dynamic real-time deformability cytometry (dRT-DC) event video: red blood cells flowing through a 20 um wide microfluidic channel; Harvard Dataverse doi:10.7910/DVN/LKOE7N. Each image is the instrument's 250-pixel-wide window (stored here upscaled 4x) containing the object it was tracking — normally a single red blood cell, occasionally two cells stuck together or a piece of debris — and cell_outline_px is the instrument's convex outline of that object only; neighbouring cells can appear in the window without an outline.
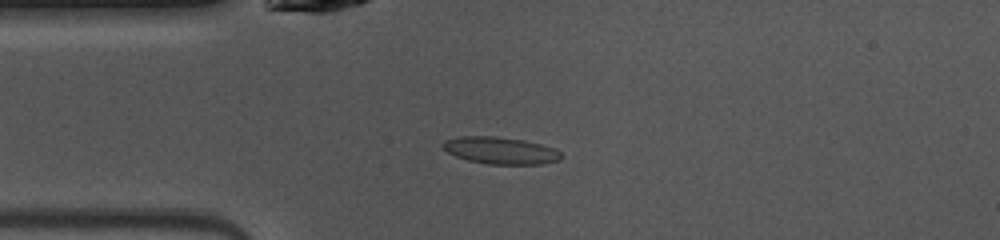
{"species": "common noctule bat (a hibernating species)", "species_latin": "Nyctalus noctula", "temperature_condition": "warm", "stored_images_in_passage": 47, "camera_frame_rate_fps": 3000, "um_per_image_px": 0.085, "animal": {"sex": "female", "body_mass_g": 10.0, "forearm_length_mm": 53.1}, "frame": {"image": 1, "passage_image": 10, "time_ms": 3.0, "image_size_px": [1000, 240], "cell_outline_px": [[564, 156], [560, 160], [540, 164], [488, 164], [468, 160], [456, 156], [448, 152], [440, 144], [444, 140], [460, 136], [496, 136], [524, 140], [556, 148]], "centroid_in_image_um": [42.56, 12.79], "position_along_channel_um": 42.4, "area_um2": 18.73}}
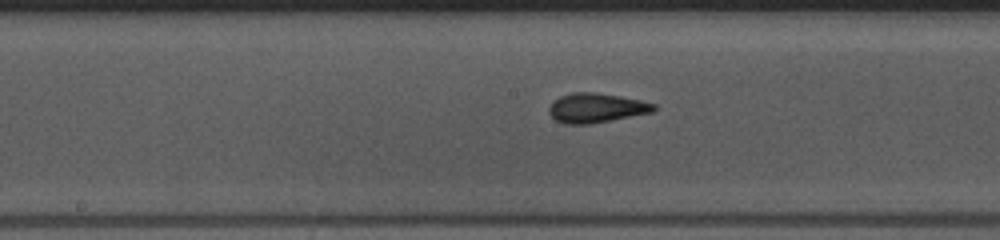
{"frame": {"image": 2, "passage_image": 22, "time_ms": 7.0, "image_size_px": [1000, 240], "cell_outline_px": [[656, 108], [652, 112], [592, 124], [564, 124], [556, 120], [548, 112], [548, 108], [552, 100], [560, 96], [572, 92], [596, 92], [620, 96], [640, 100], [656, 104]], "centroid_in_image_um": [50.64, 9.17], "position_along_channel_um": 197.6, "area_um2": 18.15}}
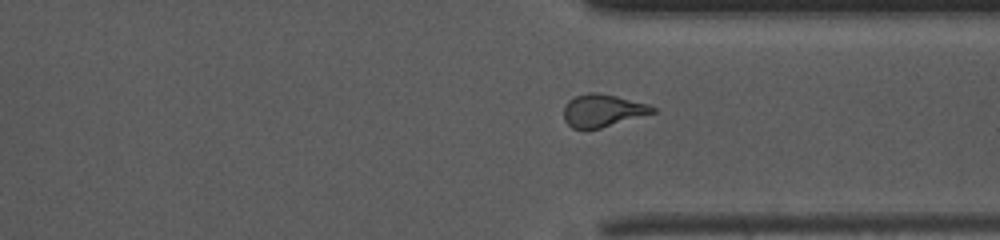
{"frame": {"image": 3, "passage_image": 34, "time_ms": 11.0, "image_size_px": [1000, 240], "cell_outline_px": [[656, 112], [600, 128], [572, 128], [564, 120], [564, 108], [568, 100], [576, 96], [588, 92], [596, 92], [616, 96], [648, 104], [656, 108]], "centroid_in_image_um": [51.22, 9.38], "position_along_channel_um": 360.2, "area_um2": 16.65}, "authors_computed_cell_mechanics": {"area_um2": 17.34, "velocity_mm_per_s": 4.0797, "shape_relaxation_time_tau1_ms": 4.3721, "shape_relaxation_time_tau2_ms": 1.6034, "deformation_change_tau1": 0.1486, "deformation_change_tau2": 0.0928}}